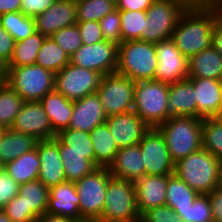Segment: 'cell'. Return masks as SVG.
I'll return each instance as SVG.
<instances>
[{"label":"cell","instance_id":"obj_49","mask_svg":"<svg viewBox=\"0 0 222 222\" xmlns=\"http://www.w3.org/2000/svg\"><path fill=\"white\" fill-rule=\"evenodd\" d=\"M56 0H21V10L25 16L35 17L44 13Z\"/></svg>","mask_w":222,"mask_h":222},{"label":"cell","instance_id":"obj_29","mask_svg":"<svg viewBox=\"0 0 222 222\" xmlns=\"http://www.w3.org/2000/svg\"><path fill=\"white\" fill-rule=\"evenodd\" d=\"M3 168L19 185L38 179L40 160L37 149L34 148L32 151L21 155L7 163Z\"/></svg>","mask_w":222,"mask_h":222},{"label":"cell","instance_id":"obj_59","mask_svg":"<svg viewBox=\"0 0 222 222\" xmlns=\"http://www.w3.org/2000/svg\"><path fill=\"white\" fill-rule=\"evenodd\" d=\"M218 186L222 188V160H221V164H220L219 185Z\"/></svg>","mask_w":222,"mask_h":222},{"label":"cell","instance_id":"obj_16","mask_svg":"<svg viewBox=\"0 0 222 222\" xmlns=\"http://www.w3.org/2000/svg\"><path fill=\"white\" fill-rule=\"evenodd\" d=\"M105 124L119 149L139 144L150 129L134 111L107 117Z\"/></svg>","mask_w":222,"mask_h":222},{"label":"cell","instance_id":"obj_2","mask_svg":"<svg viewBox=\"0 0 222 222\" xmlns=\"http://www.w3.org/2000/svg\"><path fill=\"white\" fill-rule=\"evenodd\" d=\"M221 160L201 148L175 164V172L190 188L206 195L219 185Z\"/></svg>","mask_w":222,"mask_h":222},{"label":"cell","instance_id":"obj_6","mask_svg":"<svg viewBox=\"0 0 222 222\" xmlns=\"http://www.w3.org/2000/svg\"><path fill=\"white\" fill-rule=\"evenodd\" d=\"M169 84L156 80L136 81L133 111L150 127L167 120Z\"/></svg>","mask_w":222,"mask_h":222},{"label":"cell","instance_id":"obj_14","mask_svg":"<svg viewBox=\"0 0 222 222\" xmlns=\"http://www.w3.org/2000/svg\"><path fill=\"white\" fill-rule=\"evenodd\" d=\"M157 67L154 80L175 83L188 79V58L176 47L172 39L155 44Z\"/></svg>","mask_w":222,"mask_h":222},{"label":"cell","instance_id":"obj_23","mask_svg":"<svg viewBox=\"0 0 222 222\" xmlns=\"http://www.w3.org/2000/svg\"><path fill=\"white\" fill-rule=\"evenodd\" d=\"M108 169L112 177L116 179L134 182L145 176L139 144L120 148Z\"/></svg>","mask_w":222,"mask_h":222},{"label":"cell","instance_id":"obj_27","mask_svg":"<svg viewBox=\"0 0 222 222\" xmlns=\"http://www.w3.org/2000/svg\"><path fill=\"white\" fill-rule=\"evenodd\" d=\"M38 140L30 135L16 132L13 129H6L0 138V165L7 163L32 151Z\"/></svg>","mask_w":222,"mask_h":222},{"label":"cell","instance_id":"obj_42","mask_svg":"<svg viewBox=\"0 0 222 222\" xmlns=\"http://www.w3.org/2000/svg\"><path fill=\"white\" fill-rule=\"evenodd\" d=\"M50 37L53 38L69 57L82 46L81 35L77 24L62 28Z\"/></svg>","mask_w":222,"mask_h":222},{"label":"cell","instance_id":"obj_22","mask_svg":"<svg viewBox=\"0 0 222 222\" xmlns=\"http://www.w3.org/2000/svg\"><path fill=\"white\" fill-rule=\"evenodd\" d=\"M47 213L78 222L84 220L79 210V195L74 182L66 181L49 188Z\"/></svg>","mask_w":222,"mask_h":222},{"label":"cell","instance_id":"obj_12","mask_svg":"<svg viewBox=\"0 0 222 222\" xmlns=\"http://www.w3.org/2000/svg\"><path fill=\"white\" fill-rule=\"evenodd\" d=\"M145 175H172L175 163L171 160L166 140L158 128H150L139 142Z\"/></svg>","mask_w":222,"mask_h":222},{"label":"cell","instance_id":"obj_61","mask_svg":"<svg viewBox=\"0 0 222 222\" xmlns=\"http://www.w3.org/2000/svg\"><path fill=\"white\" fill-rule=\"evenodd\" d=\"M5 130L6 129L4 127L0 126V138L2 137Z\"/></svg>","mask_w":222,"mask_h":222},{"label":"cell","instance_id":"obj_56","mask_svg":"<svg viewBox=\"0 0 222 222\" xmlns=\"http://www.w3.org/2000/svg\"><path fill=\"white\" fill-rule=\"evenodd\" d=\"M212 119L222 127V108L212 117Z\"/></svg>","mask_w":222,"mask_h":222},{"label":"cell","instance_id":"obj_5","mask_svg":"<svg viewBox=\"0 0 222 222\" xmlns=\"http://www.w3.org/2000/svg\"><path fill=\"white\" fill-rule=\"evenodd\" d=\"M195 0H155L145 11V32L140 41L159 43L171 39L181 15Z\"/></svg>","mask_w":222,"mask_h":222},{"label":"cell","instance_id":"obj_26","mask_svg":"<svg viewBox=\"0 0 222 222\" xmlns=\"http://www.w3.org/2000/svg\"><path fill=\"white\" fill-rule=\"evenodd\" d=\"M188 78H211L222 81V55L212 46L188 59Z\"/></svg>","mask_w":222,"mask_h":222},{"label":"cell","instance_id":"obj_10","mask_svg":"<svg viewBox=\"0 0 222 222\" xmlns=\"http://www.w3.org/2000/svg\"><path fill=\"white\" fill-rule=\"evenodd\" d=\"M135 82L117 72L103 75L96 93L107 117L133 111Z\"/></svg>","mask_w":222,"mask_h":222},{"label":"cell","instance_id":"obj_9","mask_svg":"<svg viewBox=\"0 0 222 222\" xmlns=\"http://www.w3.org/2000/svg\"><path fill=\"white\" fill-rule=\"evenodd\" d=\"M111 178L108 167H98L92 173L74 182L83 219H100L104 210L107 184Z\"/></svg>","mask_w":222,"mask_h":222},{"label":"cell","instance_id":"obj_7","mask_svg":"<svg viewBox=\"0 0 222 222\" xmlns=\"http://www.w3.org/2000/svg\"><path fill=\"white\" fill-rule=\"evenodd\" d=\"M5 82L24 101H40L55 90V73L36 64L22 67H5Z\"/></svg>","mask_w":222,"mask_h":222},{"label":"cell","instance_id":"obj_57","mask_svg":"<svg viewBox=\"0 0 222 222\" xmlns=\"http://www.w3.org/2000/svg\"><path fill=\"white\" fill-rule=\"evenodd\" d=\"M0 222H12L3 209H0Z\"/></svg>","mask_w":222,"mask_h":222},{"label":"cell","instance_id":"obj_51","mask_svg":"<svg viewBox=\"0 0 222 222\" xmlns=\"http://www.w3.org/2000/svg\"><path fill=\"white\" fill-rule=\"evenodd\" d=\"M155 0H116L118 10L146 11Z\"/></svg>","mask_w":222,"mask_h":222},{"label":"cell","instance_id":"obj_50","mask_svg":"<svg viewBox=\"0 0 222 222\" xmlns=\"http://www.w3.org/2000/svg\"><path fill=\"white\" fill-rule=\"evenodd\" d=\"M206 195L211 205L213 221L222 222V188L218 186Z\"/></svg>","mask_w":222,"mask_h":222},{"label":"cell","instance_id":"obj_19","mask_svg":"<svg viewBox=\"0 0 222 222\" xmlns=\"http://www.w3.org/2000/svg\"><path fill=\"white\" fill-rule=\"evenodd\" d=\"M107 116L97 93L86 95L73 102V112L69 123L70 129L90 133L96 126L106 122Z\"/></svg>","mask_w":222,"mask_h":222},{"label":"cell","instance_id":"obj_30","mask_svg":"<svg viewBox=\"0 0 222 222\" xmlns=\"http://www.w3.org/2000/svg\"><path fill=\"white\" fill-rule=\"evenodd\" d=\"M18 195L21 196V201L36 217L47 212L49 188L38 179L21 184Z\"/></svg>","mask_w":222,"mask_h":222},{"label":"cell","instance_id":"obj_53","mask_svg":"<svg viewBox=\"0 0 222 222\" xmlns=\"http://www.w3.org/2000/svg\"><path fill=\"white\" fill-rule=\"evenodd\" d=\"M21 0H0V15L11 12H20Z\"/></svg>","mask_w":222,"mask_h":222},{"label":"cell","instance_id":"obj_37","mask_svg":"<svg viewBox=\"0 0 222 222\" xmlns=\"http://www.w3.org/2000/svg\"><path fill=\"white\" fill-rule=\"evenodd\" d=\"M0 25L7 30L15 42L26 39L36 31L34 17L25 16L22 12L0 15Z\"/></svg>","mask_w":222,"mask_h":222},{"label":"cell","instance_id":"obj_38","mask_svg":"<svg viewBox=\"0 0 222 222\" xmlns=\"http://www.w3.org/2000/svg\"><path fill=\"white\" fill-rule=\"evenodd\" d=\"M77 22L100 21L116 8L114 0H76Z\"/></svg>","mask_w":222,"mask_h":222},{"label":"cell","instance_id":"obj_48","mask_svg":"<svg viewBox=\"0 0 222 222\" xmlns=\"http://www.w3.org/2000/svg\"><path fill=\"white\" fill-rule=\"evenodd\" d=\"M15 41L5 28L0 25V65L4 68L9 64Z\"/></svg>","mask_w":222,"mask_h":222},{"label":"cell","instance_id":"obj_24","mask_svg":"<svg viewBox=\"0 0 222 222\" xmlns=\"http://www.w3.org/2000/svg\"><path fill=\"white\" fill-rule=\"evenodd\" d=\"M182 116L197 118L195 89L188 79L169 84L167 120Z\"/></svg>","mask_w":222,"mask_h":222},{"label":"cell","instance_id":"obj_3","mask_svg":"<svg viewBox=\"0 0 222 222\" xmlns=\"http://www.w3.org/2000/svg\"><path fill=\"white\" fill-rule=\"evenodd\" d=\"M202 124L201 118L182 116L171 117L158 127L175 164L202 148Z\"/></svg>","mask_w":222,"mask_h":222},{"label":"cell","instance_id":"obj_13","mask_svg":"<svg viewBox=\"0 0 222 222\" xmlns=\"http://www.w3.org/2000/svg\"><path fill=\"white\" fill-rule=\"evenodd\" d=\"M117 55L118 45L103 40L94 44H82V46L70 56V63L107 75L116 72Z\"/></svg>","mask_w":222,"mask_h":222},{"label":"cell","instance_id":"obj_17","mask_svg":"<svg viewBox=\"0 0 222 222\" xmlns=\"http://www.w3.org/2000/svg\"><path fill=\"white\" fill-rule=\"evenodd\" d=\"M76 0H56L44 13L34 17L36 32L52 36L62 28L77 23Z\"/></svg>","mask_w":222,"mask_h":222},{"label":"cell","instance_id":"obj_20","mask_svg":"<svg viewBox=\"0 0 222 222\" xmlns=\"http://www.w3.org/2000/svg\"><path fill=\"white\" fill-rule=\"evenodd\" d=\"M133 183L140 215L150 208L166 205L168 175H145Z\"/></svg>","mask_w":222,"mask_h":222},{"label":"cell","instance_id":"obj_31","mask_svg":"<svg viewBox=\"0 0 222 222\" xmlns=\"http://www.w3.org/2000/svg\"><path fill=\"white\" fill-rule=\"evenodd\" d=\"M199 195L176 174L168 175L166 205L172 210H186L192 206Z\"/></svg>","mask_w":222,"mask_h":222},{"label":"cell","instance_id":"obj_40","mask_svg":"<svg viewBox=\"0 0 222 222\" xmlns=\"http://www.w3.org/2000/svg\"><path fill=\"white\" fill-rule=\"evenodd\" d=\"M202 148L222 160V127L212 118L203 119Z\"/></svg>","mask_w":222,"mask_h":222},{"label":"cell","instance_id":"obj_25","mask_svg":"<svg viewBox=\"0 0 222 222\" xmlns=\"http://www.w3.org/2000/svg\"><path fill=\"white\" fill-rule=\"evenodd\" d=\"M39 102L43 106L52 130L56 134L69 127L73 112V101L53 90L47 93Z\"/></svg>","mask_w":222,"mask_h":222},{"label":"cell","instance_id":"obj_34","mask_svg":"<svg viewBox=\"0 0 222 222\" xmlns=\"http://www.w3.org/2000/svg\"><path fill=\"white\" fill-rule=\"evenodd\" d=\"M68 63H70L69 55L53 40L52 37H46L38 51L35 64L57 73Z\"/></svg>","mask_w":222,"mask_h":222},{"label":"cell","instance_id":"obj_43","mask_svg":"<svg viewBox=\"0 0 222 222\" xmlns=\"http://www.w3.org/2000/svg\"><path fill=\"white\" fill-rule=\"evenodd\" d=\"M104 40L119 45L122 42L120 10L115 8L99 21Z\"/></svg>","mask_w":222,"mask_h":222},{"label":"cell","instance_id":"obj_39","mask_svg":"<svg viewBox=\"0 0 222 222\" xmlns=\"http://www.w3.org/2000/svg\"><path fill=\"white\" fill-rule=\"evenodd\" d=\"M122 42L139 40L145 32V11L120 10Z\"/></svg>","mask_w":222,"mask_h":222},{"label":"cell","instance_id":"obj_54","mask_svg":"<svg viewBox=\"0 0 222 222\" xmlns=\"http://www.w3.org/2000/svg\"><path fill=\"white\" fill-rule=\"evenodd\" d=\"M35 222H76V221L70 218L62 217L60 215H52L46 212L40 217H37Z\"/></svg>","mask_w":222,"mask_h":222},{"label":"cell","instance_id":"obj_21","mask_svg":"<svg viewBox=\"0 0 222 222\" xmlns=\"http://www.w3.org/2000/svg\"><path fill=\"white\" fill-rule=\"evenodd\" d=\"M194 85L197 118H212L222 108V81L211 78H188Z\"/></svg>","mask_w":222,"mask_h":222},{"label":"cell","instance_id":"obj_52","mask_svg":"<svg viewBox=\"0 0 222 222\" xmlns=\"http://www.w3.org/2000/svg\"><path fill=\"white\" fill-rule=\"evenodd\" d=\"M212 47L222 55V15L220 14L212 28Z\"/></svg>","mask_w":222,"mask_h":222},{"label":"cell","instance_id":"obj_28","mask_svg":"<svg viewBox=\"0 0 222 222\" xmlns=\"http://www.w3.org/2000/svg\"><path fill=\"white\" fill-rule=\"evenodd\" d=\"M95 152V166L109 167L119 150L108 126L104 123L96 126L90 133Z\"/></svg>","mask_w":222,"mask_h":222},{"label":"cell","instance_id":"obj_35","mask_svg":"<svg viewBox=\"0 0 222 222\" xmlns=\"http://www.w3.org/2000/svg\"><path fill=\"white\" fill-rule=\"evenodd\" d=\"M60 155L66 181L75 182L97 168L88 159V153L60 152Z\"/></svg>","mask_w":222,"mask_h":222},{"label":"cell","instance_id":"obj_41","mask_svg":"<svg viewBox=\"0 0 222 222\" xmlns=\"http://www.w3.org/2000/svg\"><path fill=\"white\" fill-rule=\"evenodd\" d=\"M183 222H213L212 209L207 195L200 194L186 210H173Z\"/></svg>","mask_w":222,"mask_h":222},{"label":"cell","instance_id":"obj_33","mask_svg":"<svg viewBox=\"0 0 222 222\" xmlns=\"http://www.w3.org/2000/svg\"><path fill=\"white\" fill-rule=\"evenodd\" d=\"M46 36L34 32L26 39L15 42V47L9 64L6 67H22L34 65L37 54Z\"/></svg>","mask_w":222,"mask_h":222},{"label":"cell","instance_id":"obj_60","mask_svg":"<svg viewBox=\"0 0 222 222\" xmlns=\"http://www.w3.org/2000/svg\"><path fill=\"white\" fill-rule=\"evenodd\" d=\"M78 222H101L99 220H88V219H84V220H81V221H78Z\"/></svg>","mask_w":222,"mask_h":222},{"label":"cell","instance_id":"obj_55","mask_svg":"<svg viewBox=\"0 0 222 222\" xmlns=\"http://www.w3.org/2000/svg\"><path fill=\"white\" fill-rule=\"evenodd\" d=\"M222 15V0H207Z\"/></svg>","mask_w":222,"mask_h":222},{"label":"cell","instance_id":"obj_44","mask_svg":"<svg viewBox=\"0 0 222 222\" xmlns=\"http://www.w3.org/2000/svg\"><path fill=\"white\" fill-rule=\"evenodd\" d=\"M3 211L12 222H35L37 217L21 201V196L17 195L3 208Z\"/></svg>","mask_w":222,"mask_h":222},{"label":"cell","instance_id":"obj_58","mask_svg":"<svg viewBox=\"0 0 222 222\" xmlns=\"http://www.w3.org/2000/svg\"><path fill=\"white\" fill-rule=\"evenodd\" d=\"M5 82V68L0 65V86Z\"/></svg>","mask_w":222,"mask_h":222},{"label":"cell","instance_id":"obj_36","mask_svg":"<svg viewBox=\"0 0 222 222\" xmlns=\"http://www.w3.org/2000/svg\"><path fill=\"white\" fill-rule=\"evenodd\" d=\"M24 100L6 82L0 86V126L10 129Z\"/></svg>","mask_w":222,"mask_h":222},{"label":"cell","instance_id":"obj_1","mask_svg":"<svg viewBox=\"0 0 222 222\" xmlns=\"http://www.w3.org/2000/svg\"><path fill=\"white\" fill-rule=\"evenodd\" d=\"M219 15L207 0H195L185 10L171 38L185 57L212 46V28Z\"/></svg>","mask_w":222,"mask_h":222},{"label":"cell","instance_id":"obj_32","mask_svg":"<svg viewBox=\"0 0 222 222\" xmlns=\"http://www.w3.org/2000/svg\"><path fill=\"white\" fill-rule=\"evenodd\" d=\"M56 137L60 152L88 153V159L95 165V152L88 132L66 128L59 131Z\"/></svg>","mask_w":222,"mask_h":222},{"label":"cell","instance_id":"obj_46","mask_svg":"<svg viewBox=\"0 0 222 222\" xmlns=\"http://www.w3.org/2000/svg\"><path fill=\"white\" fill-rule=\"evenodd\" d=\"M19 187L20 185L2 167L0 169V209L18 195Z\"/></svg>","mask_w":222,"mask_h":222},{"label":"cell","instance_id":"obj_8","mask_svg":"<svg viewBox=\"0 0 222 222\" xmlns=\"http://www.w3.org/2000/svg\"><path fill=\"white\" fill-rule=\"evenodd\" d=\"M101 222H140L132 181L112 177L107 184Z\"/></svg>","mask_w":222,"mask_h":222},{"label":"cell","instance_id":"obj_18","mask_svg":"<svg viewBox=\"0 0 222 222\" xmlns=\"http://www.w3.org/2000/svg\"><path fill=\"white\" fill-rule=\"evenodd\" d=\"M35 148L40 160L38 180L48 188L66 182L59 139L55 136L53 139L38 141Z\"/></svg>","mask_w":222,"mask_h":222},{"label":"cell","instance_id":"obj_4","mask_svg":"<svg viewBox=\"0 0 222 222\" xmlns=\"http://www.w3.org/2000/svg\"><path fill=\"white\" fill-rule=\"evenodd\" d=\"M157 67L155 44L129 40L118 45L116 72L134 82L154 80Z\"/></svg>","mask_w":222,"mask_h":222},{"label":"cell","instance_id":"obj_15","mask_svg":"<svg viewBox=\"0 0 222 222\" xmlns=\"http://www.w3.org/2000/svg\"><path fill=\"white\" fill-rule=\"evenodd\" d=\"M11 129L30 135L38 141L53 139L56 136L39 101H24Z\"/></svg>","mask_w":222,"mask_h":222},{"label":"cell","instance_id":"obj_47","mask_svg":"<svg viewBox=\"0 0 222 222\" xmlns=\"http://www.w3.org/2000/svg\"><path fill=\"white\" fill-rule=\"evenodd\" d=\"M81 35L82 44H94L104 40L98 21L76 23Z\"/></svg>","mask_w":222,"mask_h":222},{"label":"cell","instance_id":"obj_11","mask_svg":"<svg viewBox=\"0 0 222 222\" xmlns=\"http://www.w3.org/2000/svg\"><path fill=\"white\" fill-rule=\"evenodd\" d=\"M103 74L68 63L55 73V90L71 101L96 93Z\"/></svg>","mask_w":222,"mask_h":222},{"label":"cell","instance_id":"obj_45","mask_svg":"<svg viewBox=\"0 0 222 222\" xmlns=\"http://www.w3.org/2000/svg\"><path fill=\"white\" fill-rule=\"evenodd\" d=\"M140 222H183L180 217L167 205L157 206L144 211Z\"/></svg>","mask_w":222,"mask_h":222}]
</instances>
